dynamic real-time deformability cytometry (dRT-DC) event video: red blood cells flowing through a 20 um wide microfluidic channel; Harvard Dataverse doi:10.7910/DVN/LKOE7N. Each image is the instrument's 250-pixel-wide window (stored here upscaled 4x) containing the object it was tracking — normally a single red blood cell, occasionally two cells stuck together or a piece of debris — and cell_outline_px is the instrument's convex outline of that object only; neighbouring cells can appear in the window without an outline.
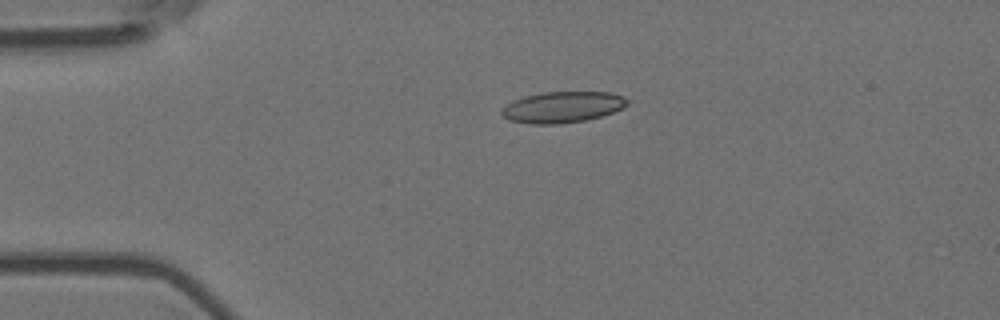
{"species": "Egyptian fruit bat (a non-hibernating species)", "species_latin": "Rousettus aegyptiacus", "temperature_condition": "room temperature", "stored_images_in_passage": 5, "camera_frame_rate_fps": 3000, "um_per_image_px": 0.085, "animal": {"sex": "female"}, "frame": {"image": 1, "passage_image": 3, "time_ms": 0.667, "image_size_px": [1000, 320], "cell_outline_px": [[628, 104], [624, 108], [600, 116], [584, 120], [560, 124], [532, 124], [508, 120], [500, 112], [512, 100], [524, 96], [540, 92], [612, 92], [624, 96], [628, 100]], "centroid_in_image_um": [47.82, 9.09], "position_along_channel_um": 37.2, "area_um2": 22.83}}